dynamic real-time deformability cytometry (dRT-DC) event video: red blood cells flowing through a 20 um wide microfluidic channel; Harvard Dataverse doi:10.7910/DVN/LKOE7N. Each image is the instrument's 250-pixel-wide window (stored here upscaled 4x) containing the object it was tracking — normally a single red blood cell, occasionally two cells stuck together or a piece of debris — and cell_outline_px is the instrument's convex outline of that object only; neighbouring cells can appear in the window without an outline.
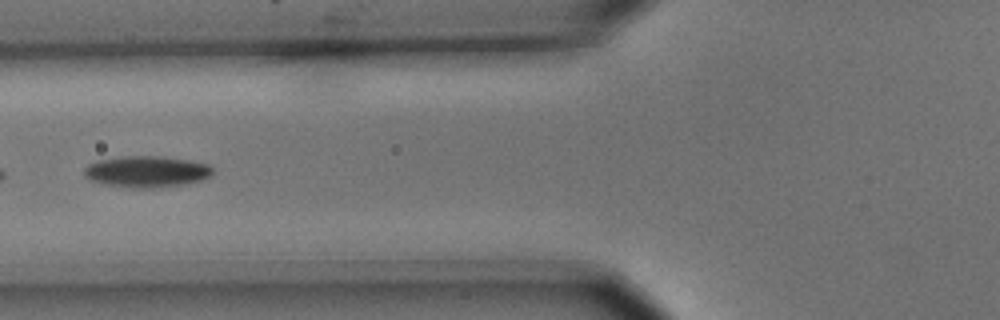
{"species": "common noctule bat (a hibernating species)", "species_latin": "Nyctalus noctula", "temperature_condition": "cold", "stored_images_in_passage": 5, "camera_frame_rate_fps": 3000, "um_per_image_px": 0.085, "animal": {"sex": "male", "body_mass_g": 15.6}, "frame": {"image": 1, "passage_image": 5, "time_ms": 1.333, "image_size_px": [1000, 320], "cell_outline_px": [[212, 176], [200, 180], [160, 188], [132, 188], [104, 184], [88, 180], [84, 176], [84, 168], [88, 164], [96, 160], [124, 156], [160, 156], [188, 160], [208, 164], [212, 168]], "centroid_in_image_um": [12.41, 14.59], "position_along_channel_um": 113.4, "area_um2": 23.58}}